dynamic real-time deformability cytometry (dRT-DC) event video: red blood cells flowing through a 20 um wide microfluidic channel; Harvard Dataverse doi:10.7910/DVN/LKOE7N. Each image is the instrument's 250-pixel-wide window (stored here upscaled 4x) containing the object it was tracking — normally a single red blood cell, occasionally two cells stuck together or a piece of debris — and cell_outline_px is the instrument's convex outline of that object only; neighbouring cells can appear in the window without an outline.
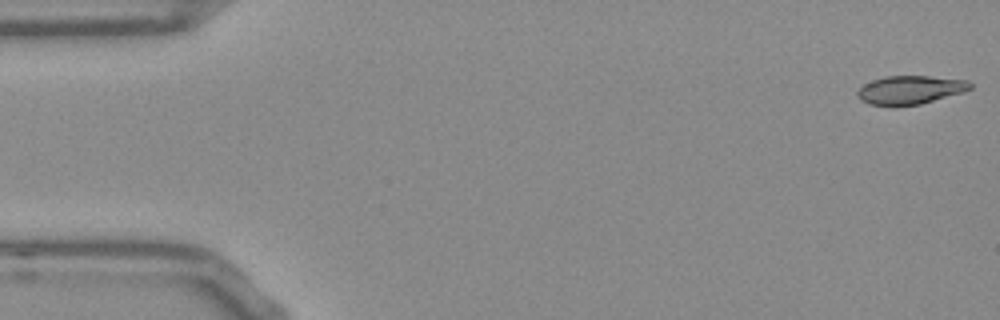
{"species": "Egyptian fruit bat (a non-hibernating species)", "species_latin": "Rousettus aegyptiacus", "temperature_condition": "room temperature", "stored_images_in_passage": 53, "camera_frame_rate_fps": 3000, "um_per_image_px": 0.085, "frame": {"image": 1, "passage_image": 1, "time_ms": 0.0, "image_size_px": [1000, 320], "cell_outline_px": [[972, 88], [964, 92], [920, 104], [892, 108], [868, 104], [860, 100], [856, 96], [856, 92], [864, 84], [872, 80], [884, 76], [928, 76], [968, 80], [972, 84]], "centroid_in_image_um": [77.32, 7.67], "position_along_channel_um": 7.7, "area_um2": 19.25}}
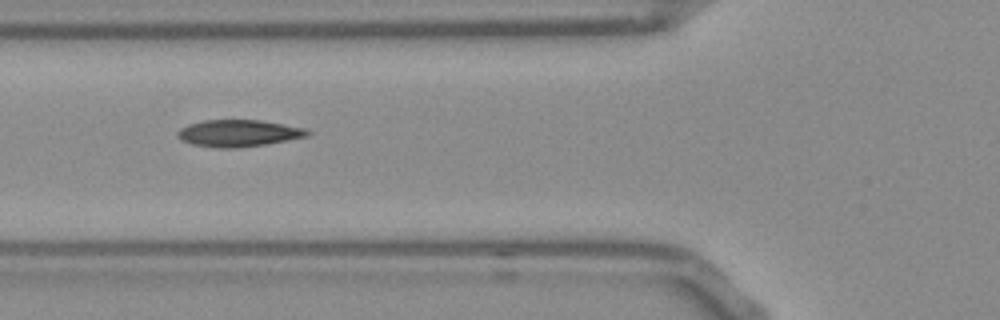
{"frame": {"image": 2, "passage_image": 19, "time_ms": 6.0, "image_size_px": [1000, 320], "cell_outline_px": [[312, 132], [308, 136], [288, 140], [264, 144], [236, 148], [216, 148], [192, 144], [184, 140], [176, 132], [180, 128], [188, 124], [204, 120], [260, 120], [284, 124], [304, 128]], "centroid_in_image_um": [20.29, 11.32], "position_along_channel_um": 105.5, "area_um2": 20.17}}
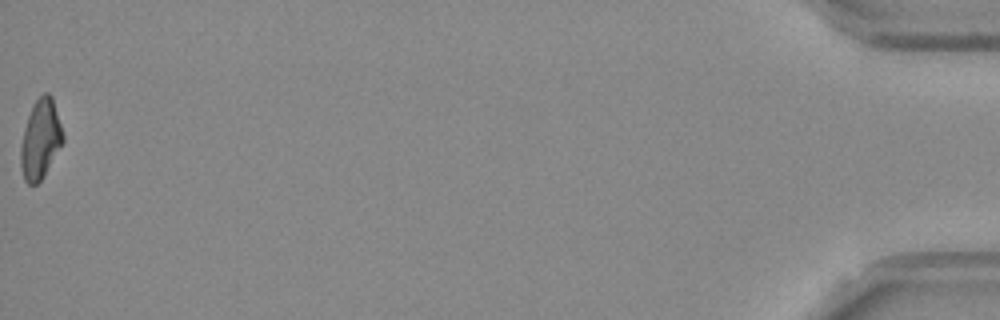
{"frame": {"image": 3, "passage_image": 53, "time_ms": 17.333, "image_size_px": [1000, 320], "cell_outline_px": [[64, 140], [44, 176], [36, 184], [28, 184], [24, 180], [20, 164], [20, 148], [24, 128], [32, 104], [44, 92], [48, 92], [52, 96], [64, 136]], "centroid_in_image_um": [3.43, 11.83], "position_along_channel_um": 431.8, "area_um2": 19.48}, "authors_computed_cell_mechanics": {"area_um2": 19.5942, "velocity_mm_per_s": 3.8077, "shape_relaxation_time_tau1_ms": null, "shape_relaxation_time_tau2_ms": 3.3925, "deformation_change_tau1": null, "deformation_change_tau2": 0.0903}}